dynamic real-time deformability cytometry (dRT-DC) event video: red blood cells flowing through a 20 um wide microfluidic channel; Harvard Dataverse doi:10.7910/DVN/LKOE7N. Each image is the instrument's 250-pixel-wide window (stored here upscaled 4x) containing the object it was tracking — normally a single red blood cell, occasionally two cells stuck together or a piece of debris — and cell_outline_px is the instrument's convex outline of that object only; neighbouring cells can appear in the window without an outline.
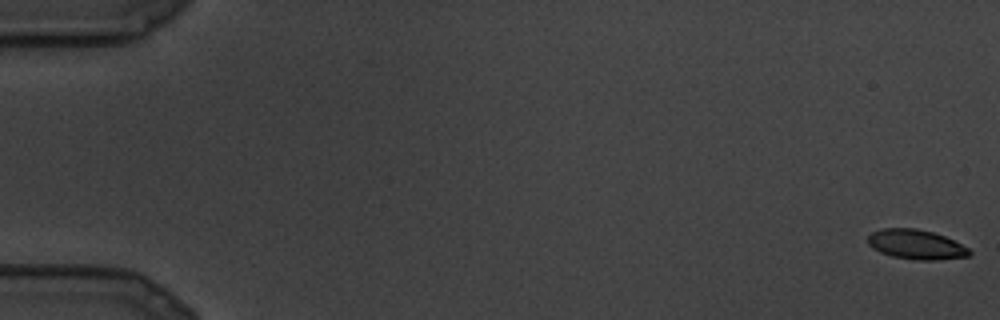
{"species": "common noctule bat (a hibernating species)", "species_latin": "Nyctalus noctula", "temperature_condition": "cold", "stored_images_in_passage": 11, "camera_frame_rate_fps": 3000, "um_per_image_px": 0.085, "animal": {"sex": "male", "body_mass_g": 19.5, "forearm_length_mm": 54.6}, "frame": {"image": 1, "passage_image": 1, "time_ms": 0.0, "image_size_px": [1000, 320], "cell_outline_px": [[972, 252], [968, 256], [936, 260], [916, 260], [892, 256], [880, 252], [872, 248], [868, 244], [868, 236], [872, 232], [880, 228], [916, 228], [932, 232], [944, 236], [968, 248]], "centroid_in_image_um": [77.83, 20.78], "position_along_channel_um": 7.2, "area_um2": 17.46}}
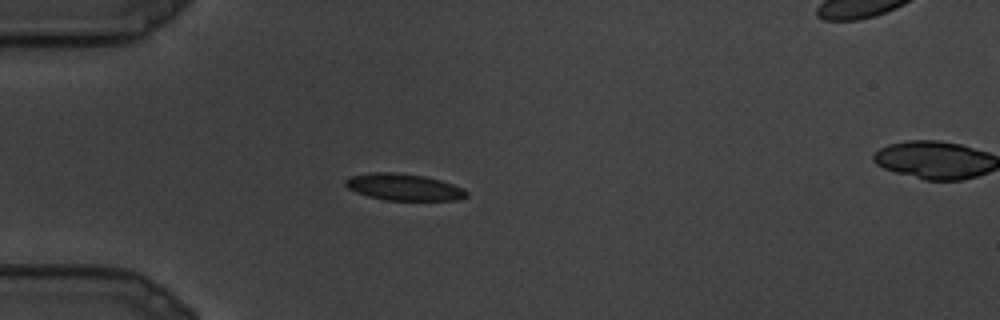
{"frame": {"image": 2, "passage_image": 9, "time_ms": 2.667, "image_size_px": [1000, 320], "cell_outline_px": [[468, 196], [456, 200], [384, 200], [368, 196], [356, 192], [348, 188], [344, 184], [344, 180], [352, 176], [372, 172], [396, 172], [424, 176], [440, 180], [464, 188], [468, 192]], "centroid_in_image_um": [34.32, 15.9], "position_along_channel_um": 50.7, "area_um2": 18.84}}
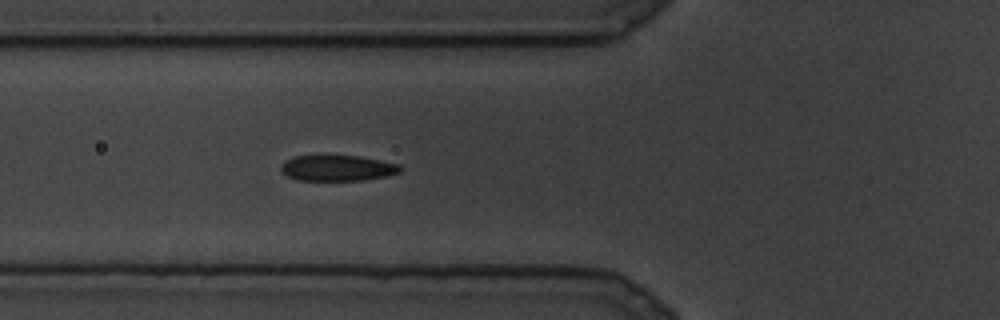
{"frame": {"image": 3, "passage_image": 11, "time_ms": 3.333, "image_size_px": [1000, 320], "cell_outline_px": [[400, 172], [384, 176], [364, 180], [296, 180], [288, 176], [280, 168], [280, 164], [284, 160], [292, 156], [316, 152], [324, 152], [360, 156], [400, 164]], "centroid_in_image_um": [28.58, 14.21], "position_along_channel_um": 97.2, "area_um2": 18.9}}